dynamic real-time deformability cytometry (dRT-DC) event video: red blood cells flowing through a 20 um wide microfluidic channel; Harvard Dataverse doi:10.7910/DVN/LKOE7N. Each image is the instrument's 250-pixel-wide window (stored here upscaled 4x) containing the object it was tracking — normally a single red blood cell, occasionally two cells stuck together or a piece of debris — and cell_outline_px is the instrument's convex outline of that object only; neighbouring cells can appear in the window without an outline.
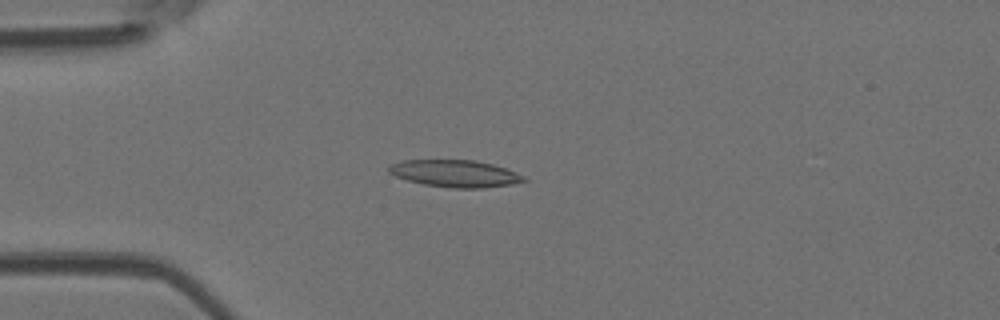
{"species": "Egyptian fruit bat (a non-hibernating species)", "species_latin": "Rousettus aegyptiacus", "temperature_condition": "room temperature", "stored_images_in_passage": 52, "camera_frame_rate_fps": 3000, "um_per_image_px": 0.085, "animal": {"sex": "female"}, "frame": {"image": 1, "passage_image": 14, "time_ms": 4.333, "image_size_px": [1000, 320], "cell_outline_px": [[528, 180], [512, 184], [484, 188], [452, 188], [424, 184], [408, 180], [396, 176], [388, 172], [388, 164], [400, 160], [476, 160], [492, 164], [504, 168], [524, 176]], "centroid_in_image_um": [38.65, 14.74], "position_along_channel_um": 46.4, "area_um2": 21.27}}
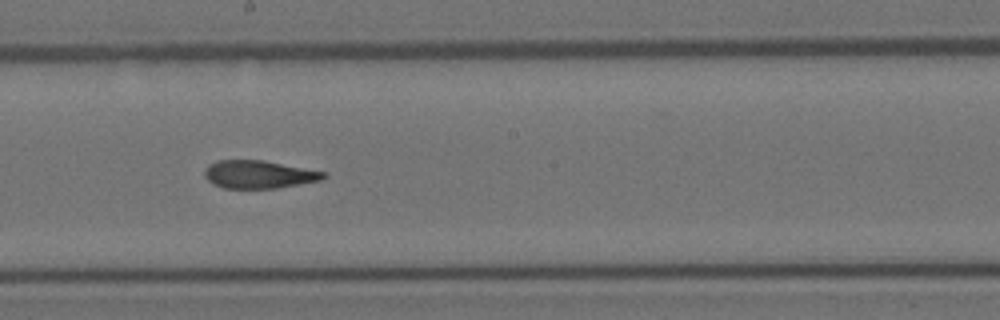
{"frame": {"image": 2, "passage_image": 29, "time_ms": 9.333, "image_size_px": [1000, 320], "cell_outline_px": [[328, 176], [320, 180], [276, 188], [224, 188], [212, 184], [204, 176], [204, 172], [208, 164], [216, 160], [264, 160], [328, 172]], "centroid_in_image_um": [22.0, 14.81], "position_along_channel_um": 226.2, "area_um2": 19.48}}
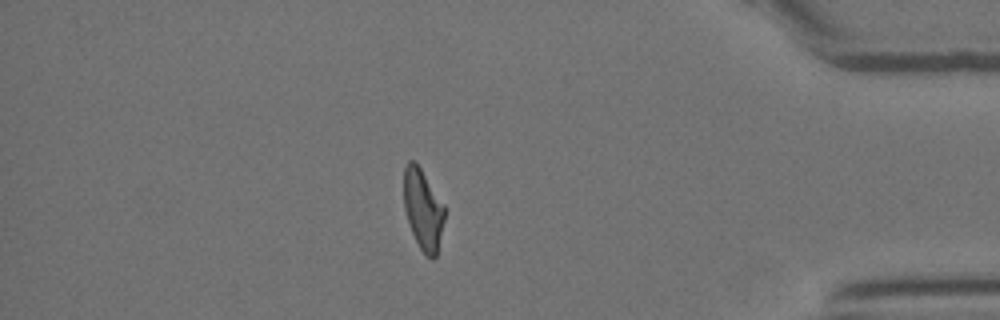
{"frame": {"image": 3, "passage_image": 45, "time_ms": 14.667, "image_size_px": [1000, 320], "cell_outline_px": [[444, 220], [436, 256], [432, 260], [420, 248], [412, 232], [404, 208], [404, 168], [408, 160], [412, 160], [420, 168], [444, 204]], "centroid_in_image_um": [35.95, 17.79], "position_along_channel_um": 399.2, "area_um2": 18.73}, "authors_computed_cell_mechanics": {"area_um2": 20.3456, "velocity_mm_per_s": 3.9261, "shape_relaxation_time_tau1_ms": null, "shape_relaxation_time_tau2_ms": 2.5832, "deformation_change_tau1": null, "deformation_change_tau2": 0.1162}}